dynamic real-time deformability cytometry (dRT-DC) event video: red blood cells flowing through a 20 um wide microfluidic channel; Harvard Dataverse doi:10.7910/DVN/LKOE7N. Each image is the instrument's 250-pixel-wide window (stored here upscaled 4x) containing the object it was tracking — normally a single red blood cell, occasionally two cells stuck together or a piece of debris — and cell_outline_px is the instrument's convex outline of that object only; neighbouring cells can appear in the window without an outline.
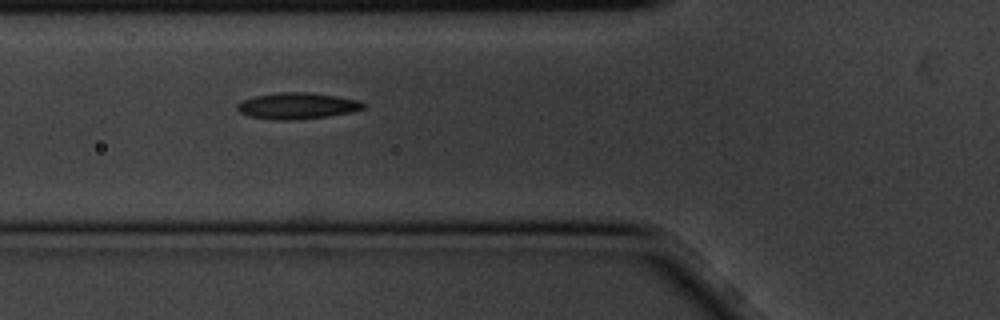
{"species": "common noctule bat (a hibernating species)", "species_latin": "Nyctalus noctula", "temperature_condition": "cold", "stored_images_in_passage": 7, "camera_frame_rate_fps": 3000, "um_per_image_px": 0.085, "animal": {"sex": "male", "body_mass_g": 20.1, "forearm_length_mm": 53.5}, "frame": {"image": 1, "passage_image": 5, "time_ms": 1.333, "image_size_px": [1000, 320], "cell_outline_px": [[364, 108], [352, 112], [328, 116], [292, 120], [276, 120], [248, 116], [240, 112], [236, 108], [236, 104], [240, 100], [252, 96], [284, 92], [312, 92], [336, 96], [356, 100], [364, 104]], "centroid_in_image_um": [25.2, 8.99], "position_along_channel_um": 100.6, "area_um2": 19.36}}
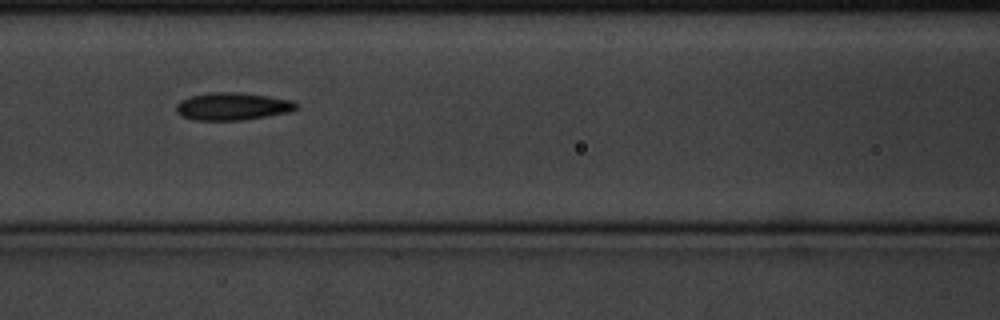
{"frame": {"image": 2, "passage_image": 6, "time_ms": 1.667, "image_size_px": [1000, 320], "cell_outline_px": [[300, 104], [292, 112], [244, 120], [192, 120], [180, 116], [176, 112], [176, 104], [180, 100], [192, 96], [208, 92], [240, 92], [268, 96], [292, 100]], "centroid_in_image_um": [19.77, 9.04], "position_along_channel_um": 146.8, "area_um2": 19.59}}
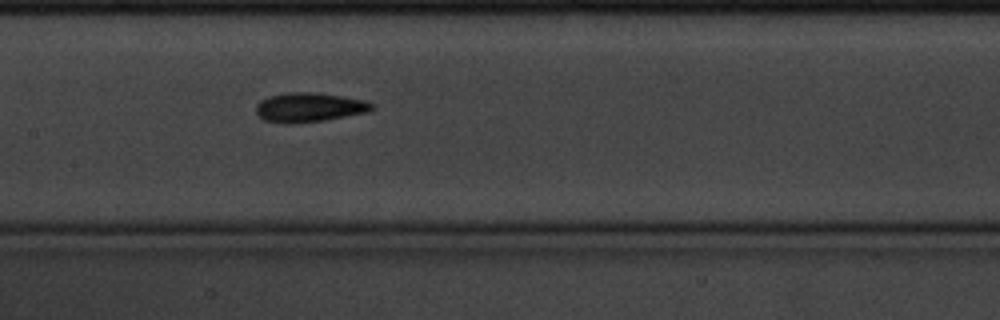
{"frame": {"image": 3, "passage_image": 7, "time_ms": 2.0, "image_size_px": [1000, 320], "cell_outline_px": [[376, 108], [368, 112], [324, 120], [292, 124], [288, 124], [264, 120], [256, 112], [256, 104], [260, 100], [268, 96], [288, 92], [312, 92], [368, 100]], "centroid_in_image_um": [26.28, 9.12], "position_along_channel_um": 181.1, "area_um2": 19.88}}